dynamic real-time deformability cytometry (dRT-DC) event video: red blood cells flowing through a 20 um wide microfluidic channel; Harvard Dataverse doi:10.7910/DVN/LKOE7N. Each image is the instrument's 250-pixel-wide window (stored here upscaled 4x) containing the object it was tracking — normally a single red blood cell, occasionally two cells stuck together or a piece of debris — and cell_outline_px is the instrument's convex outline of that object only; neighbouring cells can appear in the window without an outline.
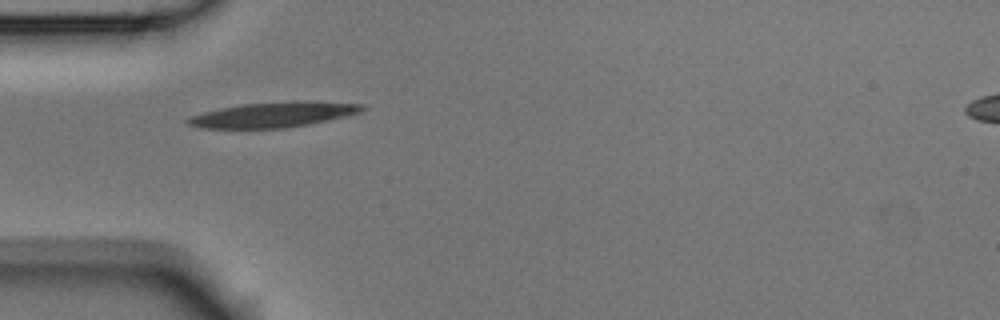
{"species": "Egyptian fruit bat (a non-hibernating species)", "species_latin": "Rousettus aegyptiacus", "temperature_condition": "room temperature", "stored_images_in_passage": 6, "camera_frame_rate_fps": 3000, "um_per_image_px": 0.085, "animal": {"sex": "male"}, "frame": {"image": 1, "passage_image": 1, "time_ms": 0.0, "image_size_px": [1000, 320], "cell_outline_px": [[368, 108], [360, 112], [348, 116], [308, 124], [284, 128], [204, 128], [188, 124], [184, 120], [192, 116], [204, 112], [220, 108], [240, 104], [292, 100], [364, 104]], "centroid_in_image_um": [23.28, 9.73], "position_along_channel_um": 61.7, "area_um2": 25.66}}
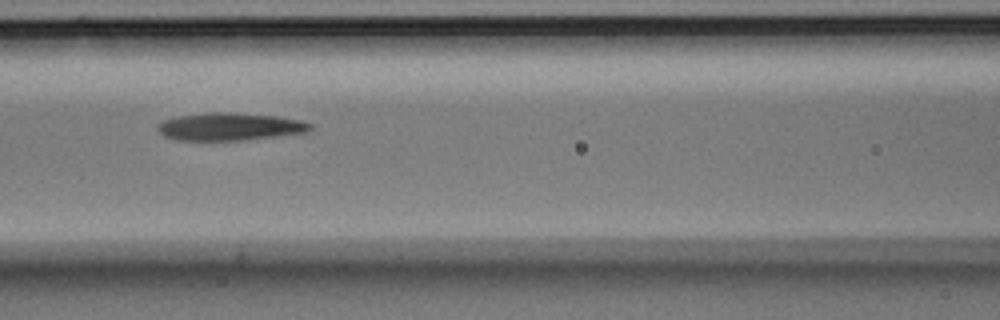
{"frame": {"image": 2, "passage_image": 3, "time_ms": 0.667, "image_size_px": [1000, 320], "cell_outline_px": [[312, 128], [304, 132], [276, 136], [244, 140], [176, 140], [164, 136], [156, 128], [156, 124], [164, 120], [180, 116], [204, 112], [232, 112], [276, 116], [300, 120], [312, 124]], "centroid_in_image_um": [19.49, 10.76], "position_along_channel_um": 147.1, "area_um2": 24.51}}
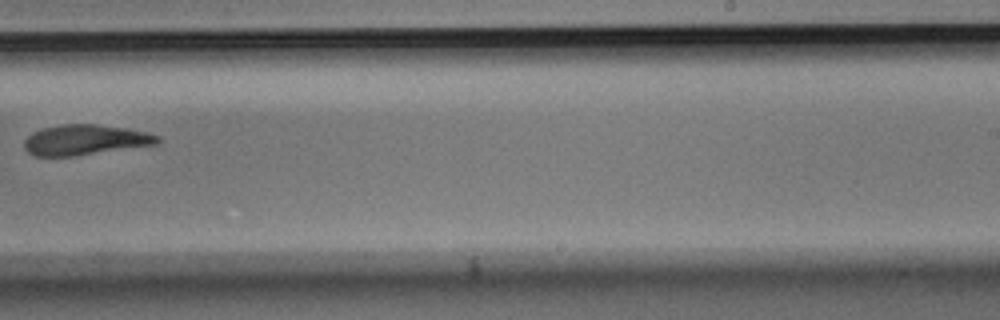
{"frame": {"image": 3, "passage_image": 6, "time_ms": 1.667, "image_size_px": [1000, 320], "cell_outline_px": [[160, 140], [156, 144], [76, 156], [32, 156], [24, 148], [24, 140], [32, 132], [44, 128], [64, 124], [96, 124], [128, 128], [160, 136]], "centroid_in_image_um": [7.21, 11.89], "position_along_channel_um": 281.8, "area_um2": 23.52}}